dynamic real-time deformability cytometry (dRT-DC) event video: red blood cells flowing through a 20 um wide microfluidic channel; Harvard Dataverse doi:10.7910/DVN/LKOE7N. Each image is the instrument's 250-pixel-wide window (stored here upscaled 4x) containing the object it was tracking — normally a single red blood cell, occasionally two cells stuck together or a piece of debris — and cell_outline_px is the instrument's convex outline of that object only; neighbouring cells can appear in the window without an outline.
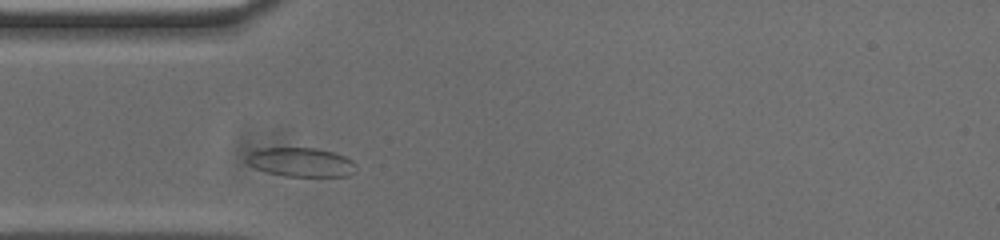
{"species": "common noctule bat (a hibernating species)", "species_latin": "Nyctalus noctula", "temperature_condition": "cold", "stored_images_in_passage": 31, "camera_frame_rate_fps": 3000, "um_per_image_px": 0.085, "animal": {"sex": "male", "body_mass_g": 20.0, "forearm_length_mm": 53.3}, "frame": {"image": 1, "passage_image": 4, "time_ms": 1.0, "image_size_px": [1000, 240], "cell_outline_px": [[356, 164], [352, 172], [348, 176], [284, 176], [268, 172], [256, 168], [248, 164], [244, 160], [252, 152], [260, 148], [316, 148], [332, 152], [344, 156], [352, 160]], "centroid_in_image_um": [25.57, 13.78], "position_along_channel_um": 59.4, "area_um2": 18.32}}
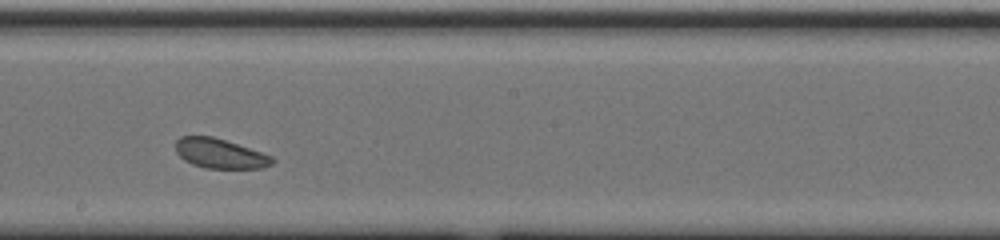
{"frame": {"image": 2, "passage_image": 18, "time_ms": 5.667, "image_size_px": [1000, 240], "cell_outline_px": [[276, 160], [272, 164], [264, 168], [204, 168], [192, 164], [184, 160], [176, 152], [176, 140], [180, 136], [212, 136], [272, 156]], "centroid_in_image_um": [18.68, 13.06], "position_along_channel_um": 229.5, "area_um2": 16.59}}
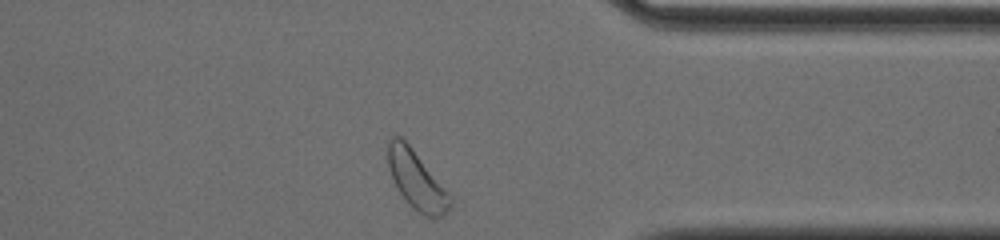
{"frame": {"image": 3, "passage_image": 31, "time_ms": 10.0, "image_size_px": [1000, 240], "cell_outline_px": [[452, 204], [444, 216], [428, 216], [412, 208], [408, 204], [396, 188], [388, 168], [388, 140], [392, 136], [400, 136], [408, 144], [452, 196]], "centroid_in_image_um": [35.4, 15.32], "position_along_channel_um": 376.0, "area_um2": 20.87}, "authors_computed_cell_mechanics": {"area_um2": 17.8024, "velocity_mm_per_s": 3.6588, "shape_relaxation_time_tau1_ms": null, "shape_relaxation_time_tau2_ms": 3.2863, "deformation_change_tau1": null, "deformation_change_tau2": 0.0796}}